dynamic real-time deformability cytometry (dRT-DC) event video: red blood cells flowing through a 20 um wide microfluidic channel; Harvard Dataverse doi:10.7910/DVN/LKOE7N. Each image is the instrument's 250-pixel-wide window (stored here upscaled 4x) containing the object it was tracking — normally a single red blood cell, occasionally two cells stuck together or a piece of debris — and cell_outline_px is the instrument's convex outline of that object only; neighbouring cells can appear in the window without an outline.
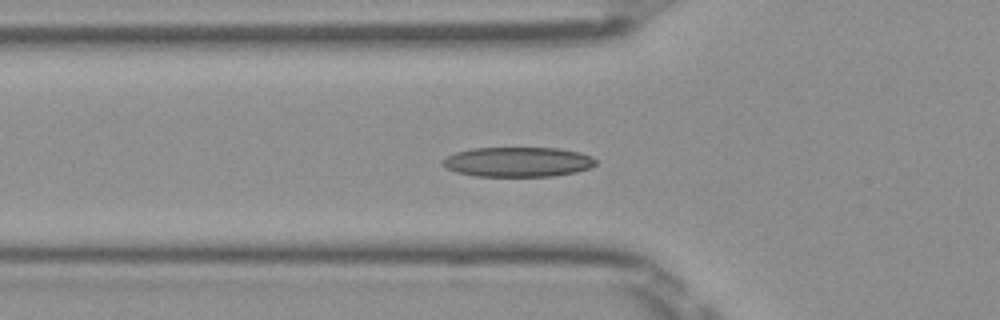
{"species": "Egyptian fruit bat (a non-hibernating species)", "species_latin": "Rousettus aegyptiacus", "temperature_condition": "room temperature", "stored_images_in_passage": 35, "camera_frame_rate_fps": 3000, "um_per_image_px": 0.085, "frame": {"image": 1, "passage_image": 2, "time_ms": 0.333, "image_size_px": [1000, 320], "cell_outline_px": [[596, 164], [588, 168], [576, 172], [552, 176], [476, 176], [456, 172], [448, 168], [440, 160], [456, 152], [472, 148], [560, 148], [580, 152], [592, 156], [596, 160]], "centroid_in_image_um": [44.04, 13.76], "position_along_channel_um": 81.8, "area_um2": 26.53}}
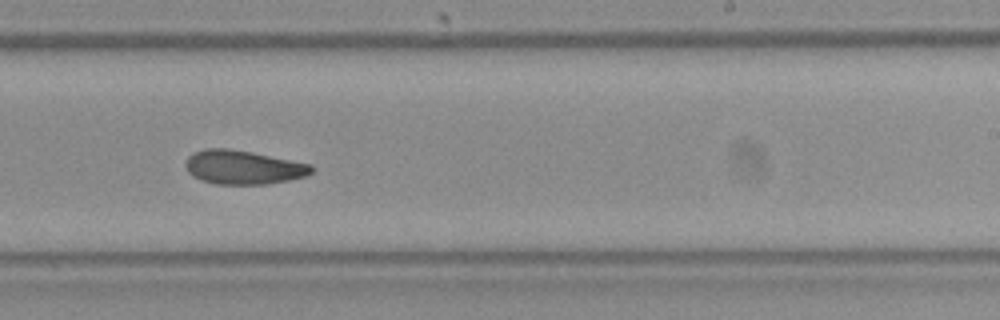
{"frame": {"image": 2, "passage_image": 16, "time_ms": 5.0, "image_size_px": [1000, 320], "cell_outline_px": [[316, 168], [308, 176], [268, 184], [216, 184], [200, 180], [192, 176], [188, 172], [184, 164], [188, 156], [192, 152], [204, 148], [228, 148], [252, 152], [312, 164]], "centroid_in_image_um": [20.67, 14.21], "position_along_channel_um": 268.3, "area_um2": 25.26}}
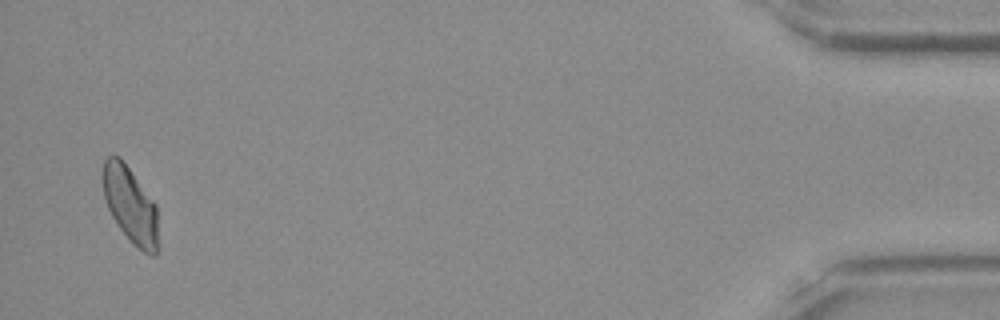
{"frame": {"image": 3, "passage_image": 34, "time_ms": 11.0, "image_size_px": [1000, 320], "cell_outline_px": [[160, 248], [152, 256], [144, 252], [120, 228], [112, 216], [108, 208], [104, 196], [100, 176], [104, 160], [108, 156], [120, 156], [156, 204]], "centroid_in_image_um": [11.08, 17.38], "position_along_channel_um": 424.1, "area_um2": 24.74}}